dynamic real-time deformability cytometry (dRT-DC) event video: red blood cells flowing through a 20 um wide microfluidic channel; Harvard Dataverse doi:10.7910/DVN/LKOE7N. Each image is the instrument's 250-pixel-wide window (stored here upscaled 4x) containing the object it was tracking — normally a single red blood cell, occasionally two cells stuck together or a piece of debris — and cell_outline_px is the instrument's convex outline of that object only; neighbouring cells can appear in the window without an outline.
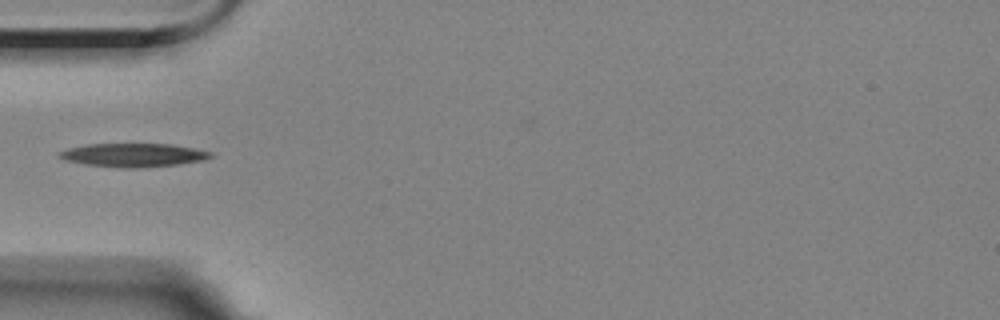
{"species": "Egyptian fruit bat (a non-hibernating species)", "species_latin": "Rousettus aegyptiacus", "temperature_condition": "room temperature", "stored_images_in_passage": 14, "camera_frame_rate_fps": 3000, "um_per_image_px": 0.085, "animal": {"sex": "female"}, "frame": {"image": 1, "passage_image": 4, "time_ms": 4.333, "image_size_px": [1000, 320], "cell_outline_px": [[216, 156], [204, 160], [180, 164], [136, 168], [128, 168], [84, 164], [68, 160], [56, 156], [56, 152], [68, 148], [88, 144], [172, 144], [212, 152]], "centroid_in_image_um": [11.35, 13.18], "position_along_channel_um": 73.6, "area_um2": 20.75}}
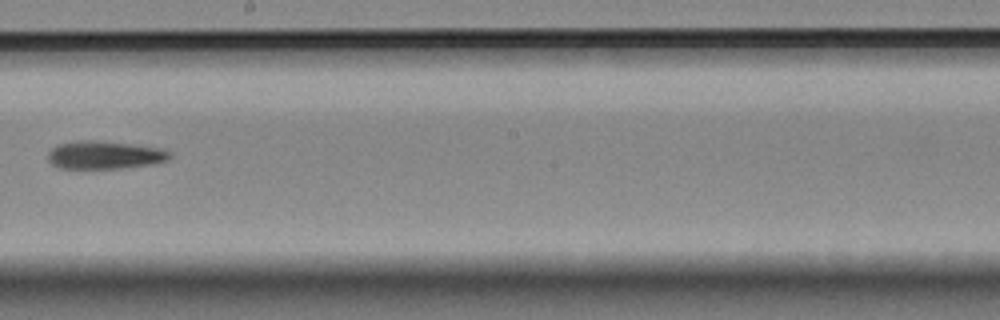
{"frame": {"image": 2, "passage_image": 8, "time_ms": 9.0, "image_size_px": [1000, 320], "cell_outline_px": [[172, 156], [168, 160], [148, 164], [120, 168], [60, 168], [52, 164], [48, 160], [48, 152], [52, 148], [60, 144], [76, 140], [96, 140], [160, 148], [172, 152]], "centroid_in_image_um": [8.87, 13.17], "position_along_channel_um": 239.3, "area_um2": 19.65}}
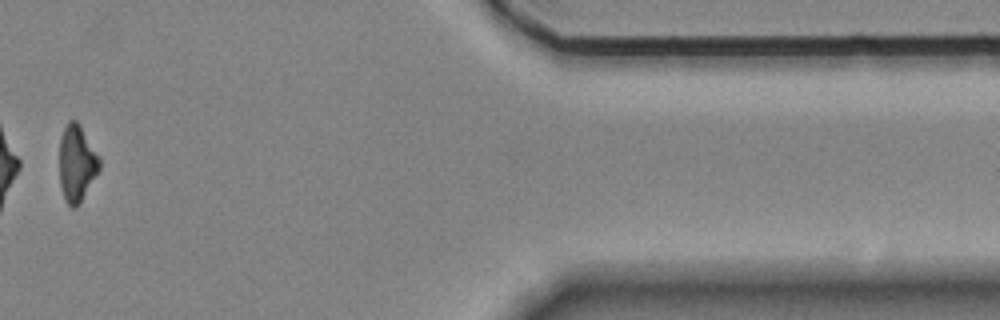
{"frame": {"image": 3, "passage_image": 13, "time_ms": 15.0, "image_size_px": [1000, 320], "cell_outline_px": [[100, 168], [80, 204], [76, 208], [72, 208], [68, 204], [64, 196], [60, 184], [60, 140], [64, 128], [68, 120], [76, 120], [80, 124], [100, 156]], "centroid_in_image_um": [6.54, 13.87], "position_along_channel_um": 404.9, "area_um2": 17.92}, "authors_computed_cell_mechanics": {"area_um2": 20.0277, "velocity_mm_per_s": 3.544, "shape_relaxation_time_tau1_ms": 7.1258, "shape_relaxation_time_tau2_ms": null, "deformation_change_tau1": 0.2046, "deformation_change_tau2": null}}